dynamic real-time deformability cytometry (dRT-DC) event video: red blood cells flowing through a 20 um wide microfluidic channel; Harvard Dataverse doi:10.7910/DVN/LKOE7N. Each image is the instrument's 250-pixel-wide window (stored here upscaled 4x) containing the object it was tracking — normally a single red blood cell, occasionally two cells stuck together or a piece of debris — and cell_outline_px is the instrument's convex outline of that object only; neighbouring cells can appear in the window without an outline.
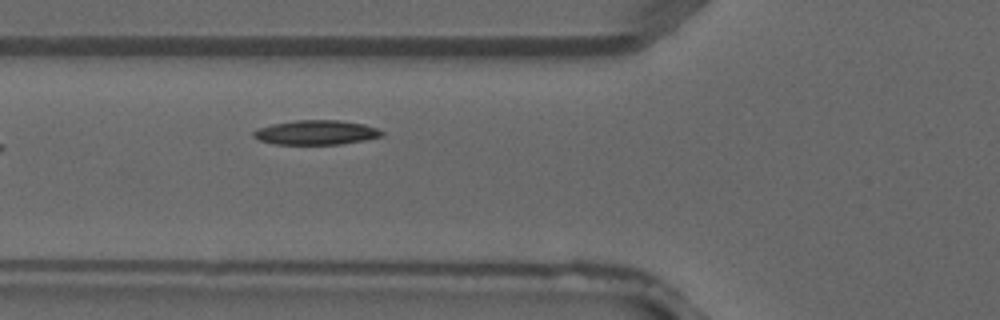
{"species": "common noctule bat (a hibernating species)", "species_latin": "Nyctalus noctula", "temperature_condition": "warm", "stored_images_in_passage": 3, "camera_frame_rate_fps": 3000, "um_per_image_px": 0.085, "animal": {"sex": "male", "forearm_length_mm": 52.5}, "frame": {"image": 1, "passage_image": 3, "time_ms": 0.667, "image_size_px": [1000, 320], "cell_outline_px": [[384, 136], [364, 140], [340, 144], [276, 144], [260, 140], [252, 136], [252, 132], [260, 128], [272, 124], [296, 120], [340, 120], [364, 124], [376, 128], [384, 132]], "centroid_in_image_um": [26.9, 11.26], "position_along_channel_um": 98.9, "area_um2": 18.21}}